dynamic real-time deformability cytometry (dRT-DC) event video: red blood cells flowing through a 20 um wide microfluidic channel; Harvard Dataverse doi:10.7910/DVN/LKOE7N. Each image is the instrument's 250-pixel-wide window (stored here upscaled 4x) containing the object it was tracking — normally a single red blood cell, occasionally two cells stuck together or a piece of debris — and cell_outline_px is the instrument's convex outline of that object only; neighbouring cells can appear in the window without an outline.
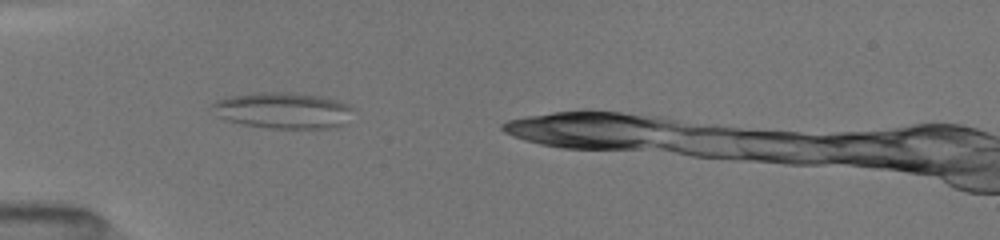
{"species": "common noctule bat (a hibernating species)", "species_latin": "Nyctalus noctula", "temperature_condition": "room temperature", "stored_images_in_passage": 31, "camera_frame_rate_fps": 3000, "um_per_image_px": 0.085, "animal": {"sex": "female", "body_mass_g": 19.5, "forearm_length_mm": 54.1}, "frame": {"image": 1, "passage_image": 30, "time_ms": 5.0, "image_size_px": [1000, 240], "cell_outline_px": [[344, 108], [336, 124], [308, 128], [276, 128], [244, 124], [228, 120], [224, 116], [216, 104], [220, 100], [232, 96], [256, 92], [288, 92], [328, 96], [344, 104]], "centroid_in_image_um": [23.95, 9.33], "position_along_channel_um": 61.1, "area_um2": 27.05}}